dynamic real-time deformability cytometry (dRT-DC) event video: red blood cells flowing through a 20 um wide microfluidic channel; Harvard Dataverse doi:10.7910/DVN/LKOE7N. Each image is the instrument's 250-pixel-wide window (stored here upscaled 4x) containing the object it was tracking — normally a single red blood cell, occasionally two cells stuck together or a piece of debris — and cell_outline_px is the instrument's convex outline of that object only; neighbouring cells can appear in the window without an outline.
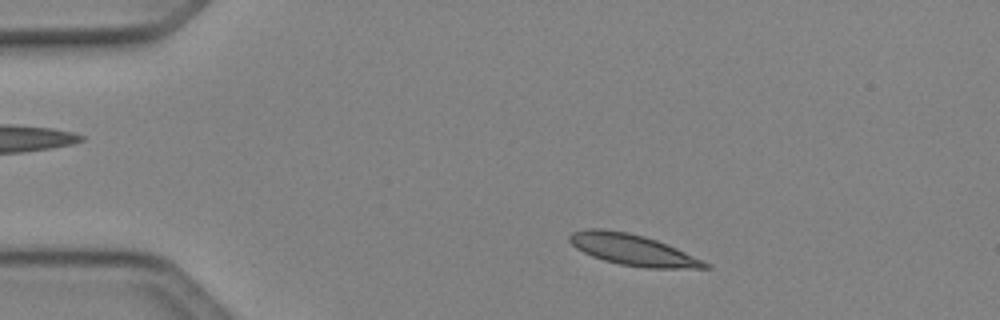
{"species": "Egyptian fruit bat (a non-hibernating species)", "species_latin": "Rousettus aegyptiacus", "temperature_condition": "cold", "stored_images_in_passage": 8, "camera_frame_rate_fps": 3000, "um_per_image_px": 0.085, "animal": {"sex": "female"}, "frame": {"image": 1, "passage_image": 2, "time_ms": 0.333, "image_size_px": [1000, 320], "cell_outline_px": [[712, 268], [644, 268], [620, 264], [604, 260], [592, 256], [576, 248], [568, 240], [568, 236], [572, 232], [588, 228], [604, 228], [628, 232], [644, 236], [668, 244], [704, 260], [712, 264]], "centroid_in_image_um": [53.8, 21.23], "position_along_channel_um": 31.2, "area_um2": 24.74}}